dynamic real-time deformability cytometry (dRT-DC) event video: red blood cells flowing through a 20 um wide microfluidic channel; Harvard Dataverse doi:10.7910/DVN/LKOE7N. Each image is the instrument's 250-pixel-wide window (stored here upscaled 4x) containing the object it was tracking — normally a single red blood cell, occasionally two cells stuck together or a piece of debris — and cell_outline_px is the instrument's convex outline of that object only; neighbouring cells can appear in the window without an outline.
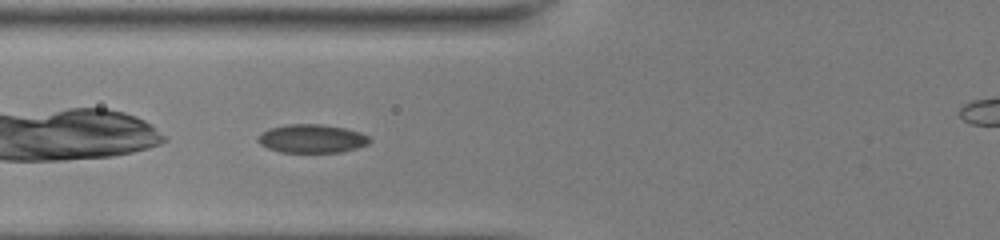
{"species": "common noctule bat (a hibernating species)", "species_latin": "Nyctalus noctula", "temperature_condition": "room temperature", "stored_images_in_passage": 31, "camera_frame_rate_fps": 3000, "um_per_image_px": 0.085, "animal": {"sex": "female", "body_mass_g": 22.0, "forearm_length_mm": 56.7}, "frame": {"image": 1, "passage_image": 6, "time_ms": 1.667, "image_size_px": [1000, 240], "cell_outline_px": [[372, 140], [368, 144], [356, 148], [340, 152], [280, 152], [268, 148], [260, 144], [256, 140], [268, 128], [288, 124], [320, 124], [344, 128], [360, 132], [368, 136]], "centroid_in_image_um": [26.52, 11.78], "position_along_channel_um": 99.3, "area_um2": 18.44}}
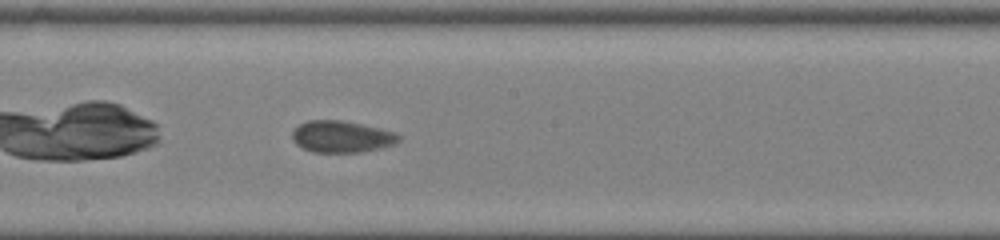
{"frame": {"image": 2, "passage_image": 15, "time_ms": 4.667, "image_size_px": [1000, 240], "cell_outline_px": [[400, 140], [396, 144], [380, 148], [360, 152], [312, 152], [296, 144], [292, 140], [292, 132], [300, 124], [308, 120], [340, 120], [360, 124], [396, 132], [400, 136]], "centroid_in_image_um": [29.04, 11.62], "position_along_channel_um": 219.2, "area_um2": 19.59}}
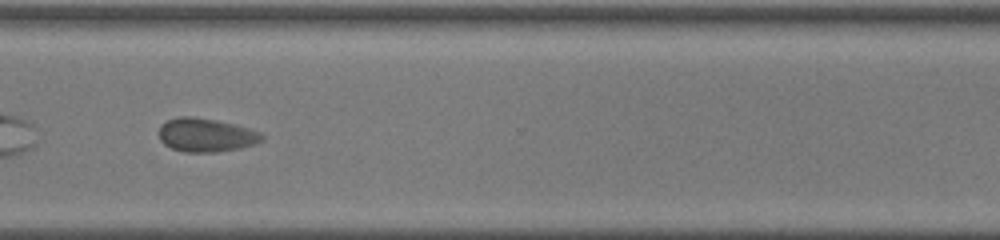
{"frame": {"image": 3, "passage_image": 25, "time_ms": 8.0, "image_size_px": [1000, 240], "cell_outline_px": [[264, 140], [256, 144], [240, 148], [216, 152], [184, 152], [172, 148], [164, 144], [160, 140], [160, 124], [168, 120], [180, 116], [192, 116], [216, 120], [236, 124], [260, 132], [264, 136]], "centroid_in_image_um": [17.53, 11.48], "position_along_channel_um": 353.1, "area_um2": 20.29}, "authors_computed_cell_mechanics": {"area_um2": 19.3052, "velocity_mm_per_s": 3.9957, "shape_relaxation_time_tau1_ms": 5.6959, "shape_relaxation_time_tau2_ms": 1.2396, "deformation_change_tau1": 0.0821, "deformation_change_tau2": 0.0529}}